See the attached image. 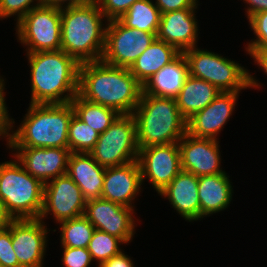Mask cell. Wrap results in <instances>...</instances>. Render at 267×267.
Wrapping results in <instances>:
<instances>
[{
  "instance_id": "1",
  "label": "cell",
  "mask_w": 267,
  "mask_h": 267,
  "mask_svg": "<svg viewBox=\"0 0 267 267\" xmlns=\"http://www.w3.org/2000/svg\"><path fill=\"white\" fill-rule=\"evenodd\" d=\"M142 85L128 68L115 67L103 61L79 66L78 95L83 99L117 111L133 114L139 104Z\"/></svg>"
},
{
  "instance_id": "2",
  "label": "cell",
  "mask_w": 267,
  "mask_h": 267,
  "mask_svg": "<svg viewBox=\"0 0 267 267\" xmlns=\"http://www.w3.org/2000/svg\"><path fill=\"white\" fill-rule=\"evenodd\" d=\"M26 55L31 75L30 104L71 102L78 94L80 64L63 50Z\"/></svg>"
},
{
  "instance_id": "3",
  "label": "cell",
  "mask_w": 267,
  "mask_h": 267,
  "mask_svg": "<svg viewBox=\"0 0 267 267\" xmlns=\"http://www.w3.org/2000/svg\"><path fill=\"white\" fill-rule=\"evenodd\" d=\"M105 18L96 0L84 6L61 8V48L79 64L101 61Z\"/></svg>"
},
{
  "instance_id": "4",
  "label": "cell",
  "mask_w": 267,
  "mask_h": 267,
  "mask_svg": "<svg viewBox=\"0 0 267 267\" xmlns=\"http://www.w3.org/2000/svg\"><path fill=\"white\" fill-rule=\"evenodd\" d=\"M19 128L12 131L8 147L68 148L69 123L74 115L70 102L30 104Z\"/></svg>"
},
{
  "instance_id": "5",
  "label": "cell",
  "mask_w": 267,
  "mask_h": 267,
  "mask_svg": "<svg viewBox=\"0 0 267 267\" xmlns=\"http://www.w3.org/2000/svg\"><path fill=\"white\" fill-rule=\"evenodd\" d=\"M139 149L153 145L178 143L187 133V121L174 98L141 93L133 114Z\"/></svg>"
},
{
  "instance_id": "6",
  "label": "cell",
  "mask_w": 267,
  "mask_h": 267,
  "mask_svg": "<svg viewBox=\"0 0 267 267\" xmlns=\"http://www.w3.org/2000/svg\"><path fill=\"white\" fill-rule=\"evenodd\" d=\"M44 183L31 176L17 160L0 163V199L13 219L39 218Z\"/></svg>"
},
{
  "instance_id": "7",
  "label": "cell",
  "mask_w": 267,
  "mask_h": 267,
  "mask_svg": "<svg viewBox=\"0 0 267 267\" xmlns=\"http://www.w3.org/2000/svg\"><path fill=\"white\" fill-rule=\"evenodd\" d=\"M182 53L188 63L189 75L213 84L221 92H240L261 86L247 69L222 55L197 46Z\"/></svg>"
},
{
  "instance_id": "8",
  "label": "cell",
  "mask_w": 267,
  "mask_h": 267,
  "mask_svg": "<svg viewBox=\"0 0 267 267\" xmlns=\"http://www.w3.org/2000/svg\"><path fill=\"white\" fill-rule=\"evenodd\" d=\"M136 121L132 114L120 115L99 135L89 154L102 167L122 166L138 159Z\"/></svg>"
},
{
  "instance_id": "9",
  "label": "cell",
  "mask_w": 267,
  "mask_h": 267,
  "mask_svg": "<svg viewBox=\"0 0 267 267\" xmlns=\"http://www.w3.org/2000/svg\"><path fill=\"white\" fill-rule=\"evenodd\" d=\"M27 53L58 51L61 48V9L41 5L29 11L16 25Z\"/></svg>"
},
{
  "instance_id": "10",
  "label": "cell",
  "mask_w": 267,
  "mask_h": 267,
  "mask_svg": "<svg viewBox=\"0 0 267 267\" xmlns=\"http://www.w3.org/2000/svg\"><path fill=\"white\" fill-rule=\"evenodd\" d=\"M107 23L101 61L110 66L129 68L157 38V33L126 27L118 19Z\"/></svg>"
},
{
  "instance_id": "11",
  "label": "cell",
  "mask_w": 267,
  "mask_h": 267,
  "mask_svg": "<svg viewBox=\"0 0 267 267\" xmlns=\"http://www.w3.org/2000/svg\"><path fill=\"white\" fill-rule=\"evenodd\" d=\"M86 202L81 189L67 174L56 177L44 184L43 207L39 219L43 221L51 212L58 223L82 216Z\"/></svg>"
},
{
  "instance_id": "12",
  "label": "cell",
  "mask_w": 267,
  "mask_h": 267,
  "mask_svg": "<svg viewBox=\"0 0 267 267\" xmlns=\"http://www.w3.org/2000/svg\"><path fill=\"white\" fill-rule=\"evenodd\" d=\"M137 160L142 182L147 177L157 193L163 190L182 171L178 143L141 148Z\"/></svg>"
},
{
  "instance_id": "13",
  "label": "cell",
  "mask_w": 267,
  "mask_h": 267,
  "mask_svg": "<svg viewBox=\"0 0 267 267\" xmlns=\"http://www.w3.org/2000/svg\"><path fill=\"white\" fill-rule=\"evenodd\" d=\"M133 208L123 206L103 198L86 202L84 216L95 227L112 236L120 238L124 243L131 242L135 233Z\"/></svg>"
},
{
  "instance_id": "14",
  "label": "cell",
  "mask_w": 267,
  "mask_h": 267,
  "mask_svg": "<svg viewBox=\"0 0 267 267\" xmlns=\"http://www.w3.org/2000/svg\"><path fill=\"white\" fill-rule=\"evenodd\" d=\"M48 230L45 222L35 219H13L11 241L21 267H43Z\"/></svg>"
},
{
  "instance_id": "15",
  "label": "cell",
  "mask_w": 267,
  "mask_h": 267,
  "mask_svg": "<svg viewBox=\"0 0 267 267\" xmlns=\"http://www.w3.org/2000/svg\"><path fill=\"white\" fill-rule=\"evenodd\" d=\"M24 169L44 184L67 173L69 148L9 147Z\"/></svg>"
},
{
  "instance_id": "16",
  "label": "cell",
  "mask_w": 267,
  "mask_h": 267,
  "mask_svg": "<svg viewBox=\"0 0 267 267\" xmlns=\"http://www.w3.org/2000/svg\"><path fill=\"white\" fill-rule=\"evenodd\" d=\"M219 141L196 138L186 133L178 142L181 154V169L195 176L225 173L220 169Z\"/></svg>"
},
{
  "instance_id": "17",
  "label": "cell",
  "mask_w": 267,
  "mask_h": 267,
  "mask_svg": "<svg viewBox=\"0 0 267 267\" xmlns=\"http://www.w3.org/2000/svg\"><path fill=\"white\" fill-rule=\"evenodd\" d=\"M239 92H220L204 109L187 120V133L196 138L217 140V134L232 115Z\"/></svg>"
},
{
  "instance_id": "18",
  "label": "cell",
  "mask_w": 267,
  "mask_h": 267,
  "mask_svg": "<svg viewBox=\"0 0 267 267\" xmlns=\"http://www.w3.org/2000/svg\"><path fill=\"white\" fill-rule=\"evenodd\" d=\"M141 170L138 160L105 169L101 198L133 208L132 201L141 192Z\"/></svg>"
},
{
  "instance_id": "19",
  "label": "cell",
  "mask_w": 267,
  "mask_h": 267,
  "mask_svg": "<svg viewBox=\"0 0 267 267\" xmlns=\"http://www.w3.org/2000/svg\"><path fill=\"white\" fill-rule=\"evenodd\" d=\"M195 9L187 8L161 14L157 39L173 45L181 53L196 47L198 25Z\"/></svg>"
},
{
  "instance_id": "20",
  "label": "cell",
  "mask_w": 267,
  "mask_h": 267,
  "mask_svg": "<svg viewBox=\"0 0 267 267\" xmlns=\"http://www.w3.org/2000/svg\"><path fill=\"white\" fill-rule=\"evenodd\" d=\"M158 194L167 197L172 207L187 221L200 219L198 177L193 173L182 170Z\"/></svg>"
},
{
  "instance_id": "21",
  "label": "cell",
  "mask_w": 267,
  "mask_h": 267,
  "mask_svg": "<svg viewBox=\"0 0 267 267\" xmlns=\"http://www.w3.org/2000/svg\"><path fill=\"white\" fill-rule=\"evenodd\" d=\"M105 169L89 153H71L66 174L81 189L88 201L101 198Z\"/></svg>"
},
{
  "instance_id": "22",
  "label": "cell",
  "mask_w": 267,
  "mask_h": 267,
  "mask_svg": "<svg viewBox=\"0 0 267 267\" xmlns=\"http://www.w3.org/2000/svg\"><path fill=\"white\" fill-rule=\"evenodd\" d=\"M188 77V63L185 55L181 53L176 59L158 70L142 85V93L175 99Z\"/></svg>"
},
{
  "instance_id": "23",
  "label": "cell",
  "mask_w": 267,
  "mask_h": 267,
  "mask_svg": "<svg viewBox=\"0 0 267 267\" xmlns=\"http://www.w3.org/2000/svg\"><path fill=\"white\" fill-rule=\"evenodd\" d=\"M233 188L227 173L198 177L200 219L226 209L232 200Z\"/></svg>"
},
{
  "instance_id": "24",
  "label": "cell",
  "mask_w": 267,
  "mask_h": 267,
  "mask_svg": "<svg viewBox=\"0 0 267 267\" xmlns=\"http://www.w3.org/2000/svg\"><path fill=\"white\" fill-rule=\"evenodd\" d=\"M180 54L181 52L176 47L156 38L128 69L143 85L152 75Z\"/></svg>"
},
{
  "instance_id": "25",
  "label": "cell",
  "mask_w": 267,
  "mask_h": 267,
  "mask_svg": "<svg viewBox=\"0 0 267 267\" xmlns=\"http://www.w3.org/2000/svg\"><path fill=\"white\" fill-rule=\"evenodd\" d=\"M220 92L213 84L189 75L175 100L180 114L187 121L210 104Z\"/></svg>"
},
{
  "instance_id": "26",
  "label": "cell",
  "mask_w": 267,
  "mask_h": 267,
  "mask_svg": "<svg viewBox=\"0 0 267 267\" xmlns=\"http://www.w3.org/2000/svg\"><path fill=\"white\" fill-rule=\"evenodd\" d=\"M74 115L99 134L106 131L120 114L114 109L89 102L78 94L71 100Z\"/></svg>"
},
{
  "instance_id": "27",
  "label": "cell",
  "mask_w": 267,
  "mask_h": 267,
  "mask_svg": "<svg viewBox=\"0 0 267 267\" xmlns=\"http://www.w3.org/2000/svg\"><path fill=\"white\" fill-rule=\"evenodd\" d=\"M118 20L126 27L158 33L161 12L151 0H138Z\"/></svg>"
},
{
  "instance_id": "28",
  "label": "cell",
  "mask_w": 267,
  "mask_h": 267,
  "mask_svg": "<svg viewBox=\"0 0 267 267\" xmlns=\"http://www.w3.org/2000/svg\"><path fill=\"white\" fill-rule=\"evenodd\" d=\"M61 246L88 248L95 227L82 215L59 223Z\"/></svg>"
},
{
  "instance_id": "29",
  "label": "cell",
  "mask_w": 267,
  "mask_h": 267,
  "mask_svg": "<svg viewBox=\"0 0 267 267\" xmlns=\"http://www.w3.org/2000/svg\"><path fill=\"white\" fill-rule=\"evenodd\" d=\"M99 133L75 115L72 116L68 130V148L71 153H89L99 138Z\"/></svg>"
},
{
  "instance_id": "30",
  "label": "cell",
  "mask_w": 267,
  "mask_h": 267,
  "mask_svg": "<svg viewBox=\"0 0 267 267\" xmlns=\"http://www.w3.org/2000/svg\"><path fill=\"white\" fill-rule=\"evenodd\" d=\"M121 243L124 244L120 238L95 229L88 245V251L92 260H97L98 266H100L103 262L122 251L119 247Z\"/></svg>"
},
{
  "instance_id": "31",
  "label": "cell",
  "mask_w": 267,
  "mask_h": 267,
  "mask_svg": "<svg viewBox=\"0 0 267 267\" xmlns=\"http://www.w3.org/2000/svg\"><path fill=\"white\" fill-rule=\"evenodd\" d=\"M248 20L256 39L248 43L246 50H267V11L258 12Z\"/></svg>"
},
{
  "instance_id": "32",
  "label": "cell",
  "mask_w": 267,
  "mask_h": 267,
  "mask_svg": "<svg viewBox=\"0 0 267 267\" xmlns=\"http://www.w3.org/2000/svg\"><path fill=\"white\" fill-rule=\"evenodd\" d=\"M36 5H31L33 2ZM41 0H0V19L17 15V23L33 8L41 6Z\"/></svg>"
},
{
  "instance_id": "33",
  "label": "cell",
  "mask_w": 267,
  "mask_h": 267,
  "mask_svg": "<svg viewBox=\"0 0 267 267\" xmlns=\"http://www.w3.org/2000/svg\"><path fill=\"white\" fill-rule=\"evenodd\" d=\"M0 264L3 267H21L12 246L11 223L6 230L0 232Z\"/></svg>"
},
{
  "instance_id": "34",
  "label": "cell",
  "mask_w": 267,
  "mask_h": 267,
  "mask_svg": "<svg viewBox=\"0 0 267 267\" xmlns=\"http://www.w3.org/2000/svg\"><path fill=\"white\" fill-rule=\"evenodd\" d=\"M62 247L64 250L62 262L65 267H89V264L93 261L88 248Z\"/></svg>"
},
{
  "instance_id": "35",
  "label": "cell",
  "mask_w": 267,
  "mask_h": 267,
  "mask_svg": "<svg viewBox=\"0 0 267 267\" xmlns=\"http://www.w3.org/2000/svg\"><path fill=\"white\" fill-rule=\"evenodd\" d=\"M107 21L119 19L138 0H96Z\"/></svg>"
},
{
  "instance_id": "36",
  "label": "cell",
  "mask_w": 267,
  "mask_h": 267,
  "mask_svg": "<svg viewBox=\"0 0 267 267\" xmlns=\"http://www.w3.org/2000/svg\"><path fill=\"white\" fill-rule=\"evenodd\" d=\"M5 82L4 79L0 76V138L7 137L8 141L11 137L13 123L15 122L14 119L9 118L8 110L6 107L5 97H4V86ZM10 132V133H9Z\"/></svg>"
},
{
  "instance_id": "37",
  "label": "cell",
  "mask_w": 267,
  "mask_h": 267,
  "mask_svg": "<svg viewBox=\"0 0 267 267\" xmlns=\"http://www.w3.org/2000/svg\"><path fill=\"white\" fill-rule=\"evenodd\" d=\"M197 0H156L155 5L161 14L187 8H197Z\"/></svg>"
},
{
  "instance_id": "38",
  "label": "cell",
  "mask_w": 267,
  "mask_h": 267,
  "mask_svg": "<svg viewBox=\"0 0 267 267\" xmlns=\"http://www.w3.org/2000/svg\"><path fill=\"white\" fill-rule=\"evenodd\" d=\"M98 267H135L133 261L123 251L112 256Z\"/></svg>"
},
{
  "instance_id": "39",
  "label": "cell",
  "mask_w": 267,
  "mask_h": 267,
  "mask_svg": "<svg viewBox=\"0 0 267 267\" xmlns=\"http://www.w3.org/2000/svg\"><path fill=\"white\" fill-rule=\"evenodd\" d=\"M92 1L93 0H41V4L61 9L63 7L84 6ZM65 3L66 6H63Z\"/></svg>"
},
{
  "instance_id": "40",
  "label": "cell",
  "mask_w": 267,
  "mask_h": 267,
  "mask_svg": "<svg viewBox=\"0 0 267 267\" xmlns=\"http://www.w3.org/2000/svg\"><path fill=\"white\" fill-rule=\"evenodd\" d=\"M243 1L249 4V7H247V10H246L248 19L252 15L258 12L267 11V0H243Z\"/></svg>"
},
{
  "instance_id": "41",
  "label": "cell",
  "mask_w": 267,
  "mask_h": 267,
  "mask_svg": "<svg viewBox=\"0 0 267 267\" xmlns=\"http://www.w3.org/2000/svg\"><path fill=\"white\" fill-rule=\"evenodd\" d=\"M247 53L254 59L263 72L267 75V50H246Z\"/></svg>"
},
{
  "instance_id": "42",
  "label": "cell",
  "mask_w": 267,
  "mask_h": 267,
  "mask_svg": "<svg viewBox=\"0 0 267 267\" xmlns=\"http://www.w3.org/2000/svg\"><path fill=\"white\" fill-rule=\"evenodd\" d=\"M13 218L7 212L3 201L0 199V232L6 230Z\"/></svg>"
}]
</instances>
